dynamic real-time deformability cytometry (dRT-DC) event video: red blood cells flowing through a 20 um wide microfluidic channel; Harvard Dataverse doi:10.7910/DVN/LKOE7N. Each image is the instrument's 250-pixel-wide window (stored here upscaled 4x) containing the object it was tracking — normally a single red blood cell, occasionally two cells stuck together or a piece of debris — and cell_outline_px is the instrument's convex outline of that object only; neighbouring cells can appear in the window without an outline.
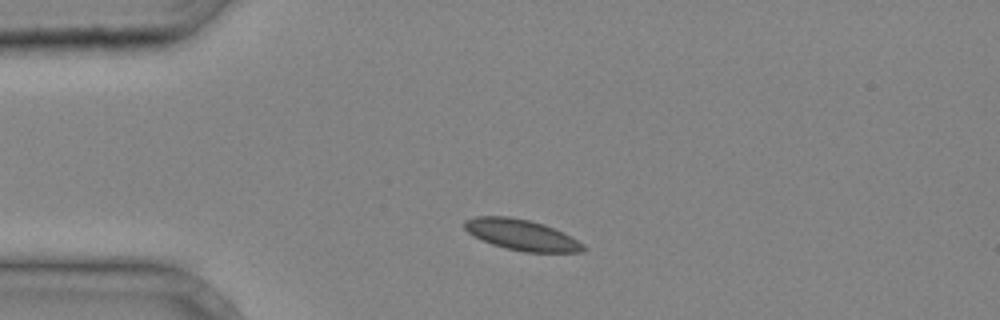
{"species": "common noctule bat (a hibernating species)", "species_latin": "Nyctalus noctula", "temperature_condition": "cold", "stored_images_in_passage": 1, "camera_frame_rate_fps": 3000, "um_per_image_px": 0.085, "animal": {"sex": "male", "body_mass_g": 20.4}, "frame": {"image": 1, "passage_image": 1, "time_ms": 0.0, "image_size_px": [1000, 320], "cell_outline_px": [[588, 248], [584, 252], [524, 252], [492, 244], [468, 232], [464, 228], [464, 220], [476, 216], [508, 216], [528, 220], [544, 224], [564, 232], [584, 244]], "centroid_in_image_um": [44.38, 19.96], "position_along_channel_um": 40.6, "area_um2": 21.27}}